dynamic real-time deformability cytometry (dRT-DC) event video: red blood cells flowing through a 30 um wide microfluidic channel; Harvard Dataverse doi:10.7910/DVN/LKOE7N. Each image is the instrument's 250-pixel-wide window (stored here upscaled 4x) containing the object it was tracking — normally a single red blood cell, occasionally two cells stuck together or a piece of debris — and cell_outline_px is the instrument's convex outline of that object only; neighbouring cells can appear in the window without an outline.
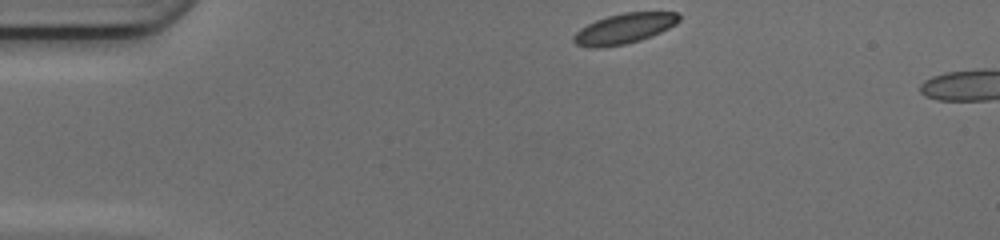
{"species": "common noctule bat (a hibernating species)", "species_latin": "Nyctalus noctula", "temperature_condition": "cold", "stored_images_in_passage": 4, "camera_frame_rate_fps": 3000, "um_per_image_px": 0.085, "animal": {"sex": "female", "body_mass_g": 17.0, "forearm_length_mm": 48.0}, "frame": {"image": 1, "passage_image": 1, "time_ms": 0.0, "image_size_px": [1000, 240], "cell_outline_px": [[680, 20], [676, 24], [660, 32], [640, 40], [624, 44], [600, 48], [588, 48], [576, 44], [572, 40], [572, 36], [580, 28], [596, 20], [608, 16], [624, 12], [676, 12], [680, 16]], "centroid_in_image_um": [53.02, 2.43], "position_along_channel_um": 32.0, "area_um2": 18.55}}